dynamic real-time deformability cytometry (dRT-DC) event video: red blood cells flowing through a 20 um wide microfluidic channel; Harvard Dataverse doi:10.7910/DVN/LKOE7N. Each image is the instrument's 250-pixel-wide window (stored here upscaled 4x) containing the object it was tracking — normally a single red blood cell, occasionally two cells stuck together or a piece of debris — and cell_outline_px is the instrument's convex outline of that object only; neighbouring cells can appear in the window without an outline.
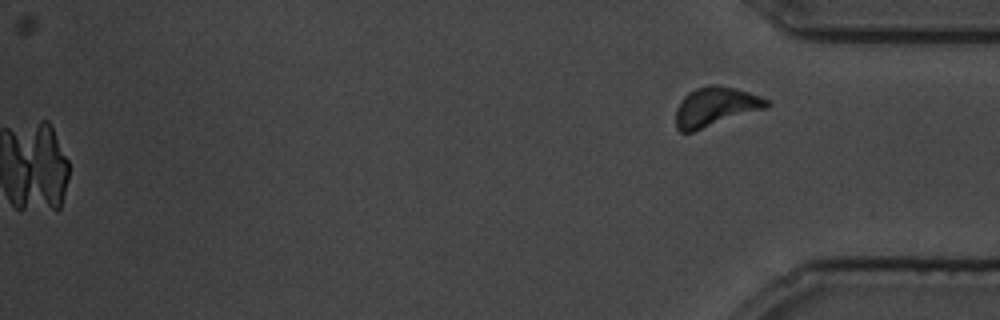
{"species": "common noctule bat (a hibernating species)", "species_latin": "Nyctalus noctula", "temperature_condition": "cold", "stored_images_in_passage": 91, "camera_frame_rate_fps": 3000, "um_per_image_px": 0.085, "animal": {"sex": "male", "body_mass_g": 19.5, "forearm_length_mm": 54.6}, "frame": {"image": 1, "passage_image": 91, "time_ms": 30.0, "image_size_px": [1000, 320], "cell_outline_px": [[772, 104], [764, 108], [692, 132], [680, 132], [676, 128], [676, 108], [680, 100], [688, 92], [696, 88], [708, 84], [716, 84], [748, 92], [760, 96], [768, 100]], "centroid_in_image_um": [60.76, 9.06], "position_along_channel_um": 374.4, "area_um2": 20.58}}